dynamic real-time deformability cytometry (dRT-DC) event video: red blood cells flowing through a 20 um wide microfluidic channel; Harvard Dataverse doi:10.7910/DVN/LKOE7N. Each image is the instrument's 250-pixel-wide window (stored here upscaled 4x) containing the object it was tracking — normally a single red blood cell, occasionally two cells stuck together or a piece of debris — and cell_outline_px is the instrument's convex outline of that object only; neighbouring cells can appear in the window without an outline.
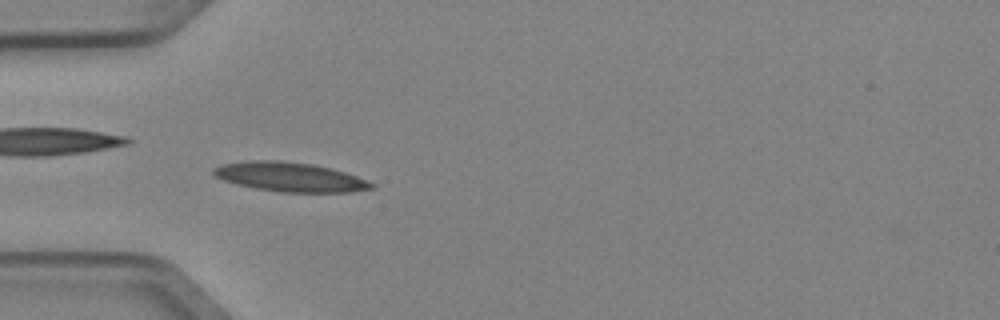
{"species": "Egyptian fruit bat (a non-hibernating species)", "species_latin": "Rousettus aegyptiacus", "temperature_condition": "cold", "stored_images_in_passage": 2, "camera_frame_rate_fps": 3000, "um_per_image_px": 0.085, "animal": {"sex": "female"}, "frame": {"image": 1, "passage_image": 1, "time_ms": 0.0, "image_size_px": [1000, 320], "cell_outline_px": [[376, 188], [348, 192], [280, 192], [256, 188], [236, 184], [224, 180], [216, 176], [212, 172], [212, 168], [220, 164], [252, 160], [280, 160], [312, 164], [344, 172], [356, 176], [376, 184]], "centroid_in_image_um": [24.64, 15.04], "position_along_channel_um": 60.4, "area_um2": 26.88}}
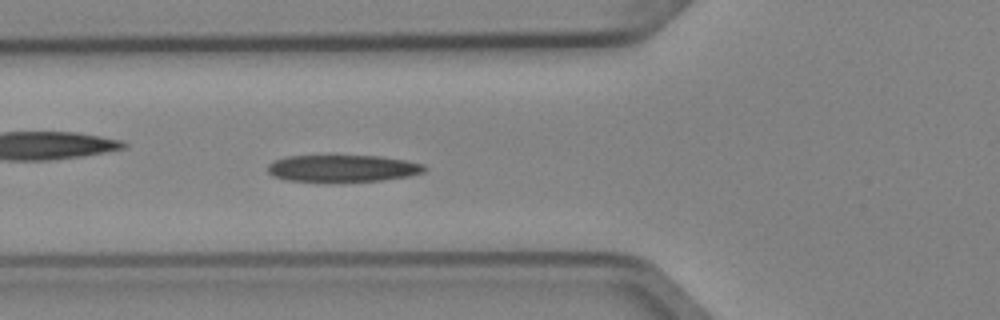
{"frame": {"image": 2, "passage_image": 2, "time_ms": 0.333, "image_size_px": [1000, 320], "cell_outline_px": [[428, 168], [424, 172], [408, 176], [380, 180], [324, 184], [288, 180], [272, 176], [268, 172], [268, 164], [284, 156], [380, 156], [404, 160], [424, 164]], "centroid_in_image_um": [29.09, 14.34], "position_along_channel_um": 96.7, "area_um2": 25.32}}